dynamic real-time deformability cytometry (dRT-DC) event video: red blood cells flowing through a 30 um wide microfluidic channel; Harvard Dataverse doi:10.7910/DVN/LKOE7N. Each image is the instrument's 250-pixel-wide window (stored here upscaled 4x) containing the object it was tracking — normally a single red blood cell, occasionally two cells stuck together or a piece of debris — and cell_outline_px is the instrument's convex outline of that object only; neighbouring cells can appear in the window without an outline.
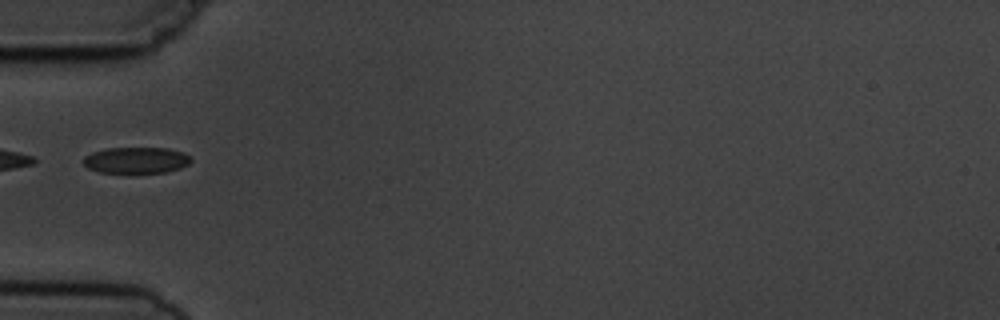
{"species": "common noctule bat (a hibernating species)", "species_latin": "Nyctalus noctula", "temperature_condition": "cold", "stored_images_in_passage": 3, "camera_frame_rate_fps": 3000, "um_per_image_px": 0.085, "animal": {"sex": "male", "body_mass_g": 19.5, "forearm_length_mm": 54.6}, "frame": {"image": 1, "passage_image": 3, "time_ms": 2.333, "image_size_px": [1000, 320], "cell_outline_px": [[192, 160], [188, 164], [180, 168], [164, 172], [136, 176], [100, 172], [88, 168], [84, 164], [84, 156], [92, 152], [108, 148], [164, 148], [180, 152], [188, 156]], "centroid_in_image_um": [11.53, 13.67], "position_along_channel_um": 73.5, "area_um2": 16.99}}